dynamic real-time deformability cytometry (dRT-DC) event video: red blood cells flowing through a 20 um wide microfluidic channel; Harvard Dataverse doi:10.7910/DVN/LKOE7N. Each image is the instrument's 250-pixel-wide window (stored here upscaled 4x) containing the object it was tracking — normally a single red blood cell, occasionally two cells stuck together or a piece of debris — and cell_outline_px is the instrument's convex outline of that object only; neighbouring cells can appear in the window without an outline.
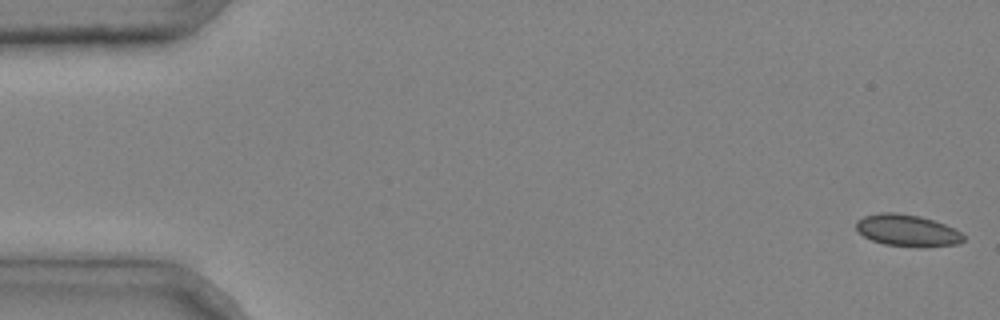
{"species": "common noctule bat (a hibernating species)", "species_latin": "Nyctalus noctula", "temperature_condition": "cold", "stored_images_in_passage": 5, "camera_frame_rate_fps": 3000, "um_per_image_px": 0.085, "animal": {"sex": "male", "body_mass_g": 20.4}, "frame": {"image": 1, "passage_image": 1, "time_ms": 0.0, "image_size_px": [1000, 320], "cell_outline_px": [[964, 240], [956, 244], [884, 244], [872, 240], [856, 232], [856, 220], [864, 216], [880, 212], [896, 212], [920, 216], [944, 224], [960, 232], [964, 236]], "centroid_in_image_um": [77.01, 19.52], "position_along_channel_um": 8.0, "area_um2": 18.96}}
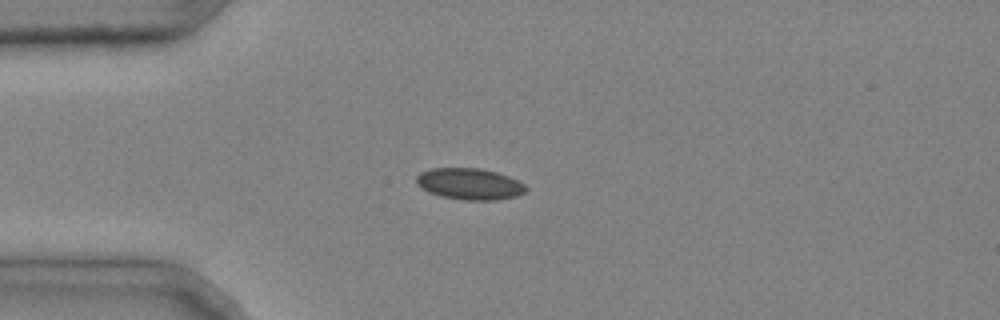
{"frame": {"image": 2, "passage_image": 4, "time_ms": 1.0, "image_size_px": [1000, 320], "cell_outline_px": [[528, 188], [524, 192], [516, 196], [496, 200], [468, 200], [440, 196], [428, 192], [420, 188], [416, 184], [416, 176], [420, 172], [432, 168], [480, 168], [496, 172], [508, 176], [524, 184]], "centroid_in_image_um": [39.88, 15.63], "position_along_channel_um": 45.1, "area_um2": 20.06}}